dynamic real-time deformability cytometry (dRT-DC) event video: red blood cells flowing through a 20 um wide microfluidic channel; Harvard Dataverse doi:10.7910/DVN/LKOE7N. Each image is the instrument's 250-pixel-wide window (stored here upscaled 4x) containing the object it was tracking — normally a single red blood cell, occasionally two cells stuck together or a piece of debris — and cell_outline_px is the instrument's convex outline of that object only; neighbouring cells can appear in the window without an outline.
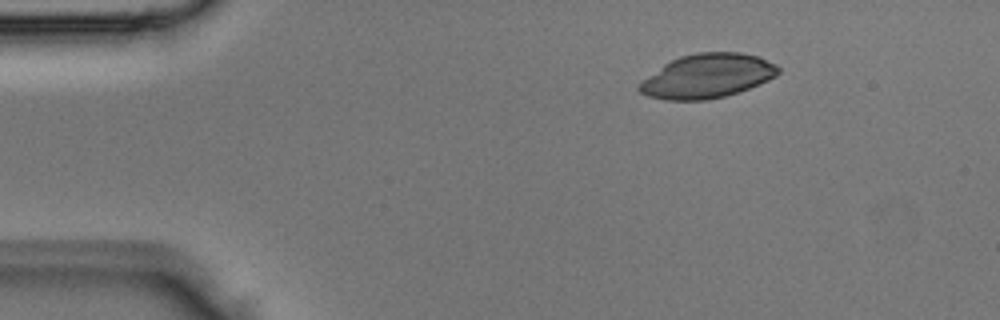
{"species": "Egyptian fruit bat (a non-hibernating species)", "species_latin": "Rousettus aegyptiacus", "temperature_condition": "room temperature", "stored_images_in_passage": 3, "camera_frame_rate_fps": 3000, "um_per_image_px": 0.085, "animal": {"sex": "male"}, "frame": {"image": 1, "passage_image": 1, "time_ms": 0.0, "image_size_px": [1000, 320], "cell_outline_px": [[780, 72], [776, 76], [768, 80], [748, 88], [724, 96], [704, 100], [668, 100], [648, 96], [640, 92], [636, 88], [636, 84], [664, 64], [680, 56], [696, 52], [740, 52], [760, 56], [776, 64], [780, 68]], "centroid_in_image_um": [60.11, 6.45], "position_along_channel_um": 24.9, "area_um2": 35.78}}